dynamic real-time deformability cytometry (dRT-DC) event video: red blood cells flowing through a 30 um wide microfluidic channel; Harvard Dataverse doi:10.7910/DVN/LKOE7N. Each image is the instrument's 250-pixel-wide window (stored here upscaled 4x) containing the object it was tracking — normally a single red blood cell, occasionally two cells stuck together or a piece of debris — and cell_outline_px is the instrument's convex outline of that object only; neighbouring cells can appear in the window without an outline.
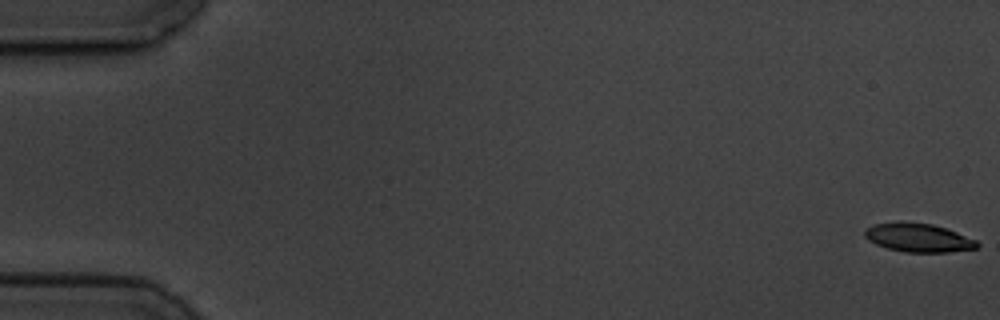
{"species": "common noctule bat (a hibernating species)", "species_latin": "Nyctalus noctula", "temperature_condition": "cold", "stored_images_in_passage": 6, "camera_frame_rate_fps": 3000, "um_per_image_px": 0.085, "animal": {"sex": "male", "body_mass_g": 19.5, "forearm_length_mm": 54.6}, "frame": {"image": 1, "passage_image": 1, "time_ms": 0.0, "image_size_px": [1000, 320], "cell_outline_px": [[980, 244], [976, 248], [948, 252], [904, 252], [888, 248], [876, 244], [868, 240], [864, 236], [864, 232], [868, 228], [876, 224], [900, 220], [932, 224], [956, 232], [976, 240]], "centroid_in_image_um": [78.04, 20.19], "position_along_channel_um": 7.0, "area_um2": 18.73}}
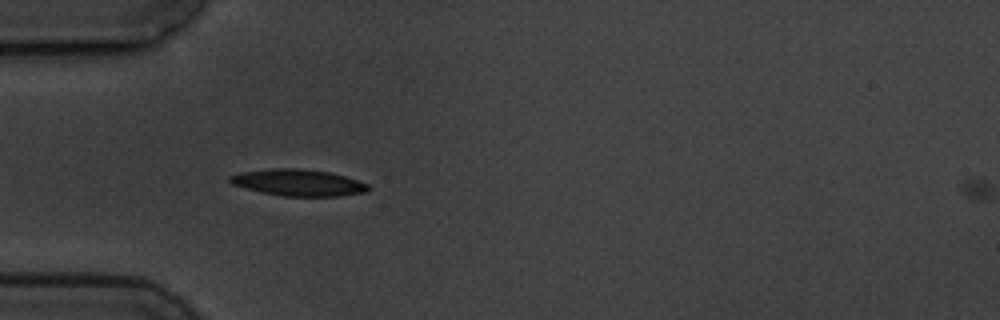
{"frame": {"image": 2, "passage_image": 5, "time_ms": 5.667, "image_size_px": [1000, 320], "cell_outline_px": [[372, 188], [368, 192], [340, 196], [284, 196], [260, 192], [232, 184], [228, 180], [228, 176], [240, 172], [276, 168], [300, 168], [328, 172], [344, 176], [368, 184]], "centroid_in_image_um": [25.36, 15.52], "position_along_channel_um": 59.6, "area_um2": 21.44}}
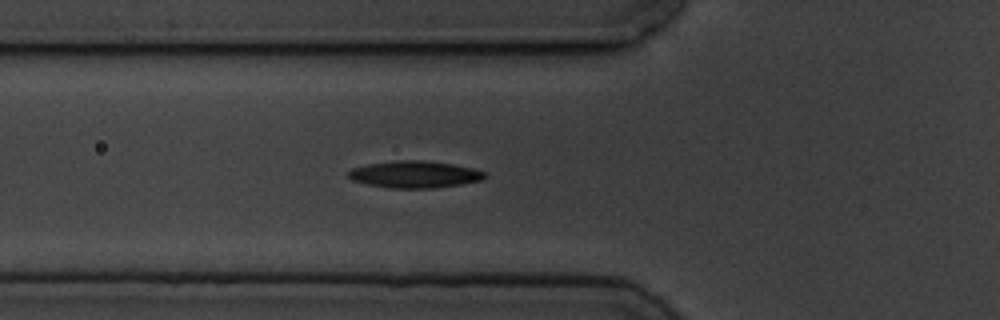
{"frame": {"image": 3, "passage_image": 6, "time_ms": 6.667, "image_size_px": [1000, 320], "cell_outline_px": [[484, 176], [480, 180], [460, 184], [432, 188], [392, 188], [368, 184], [352, 180], [348, 176], [348, 172], [352, 168], [368, 164], [400, 160], [420, 160], [452, 164], [472, 168], [484, 172]], "centroid_in_image_um": [35.2, 14.82], "position_along_channel_um": 90.6, "area_um2": 20.98}}